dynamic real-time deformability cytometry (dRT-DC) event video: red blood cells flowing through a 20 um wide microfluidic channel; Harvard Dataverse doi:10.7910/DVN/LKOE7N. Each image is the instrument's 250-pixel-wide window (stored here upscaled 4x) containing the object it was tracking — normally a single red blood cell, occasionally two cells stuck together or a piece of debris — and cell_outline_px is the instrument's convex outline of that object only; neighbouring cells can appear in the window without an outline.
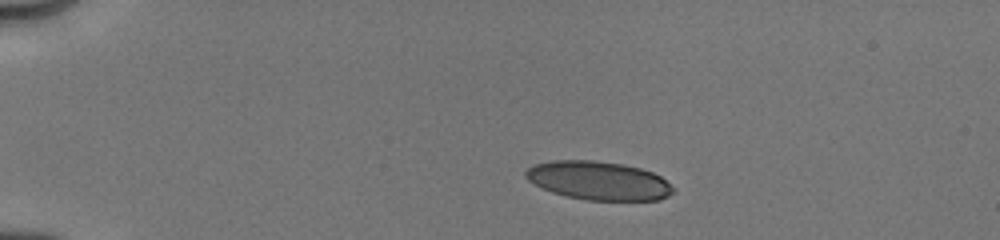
{"species": "human", "species_latin": "Homo sapiens", "temperature_condition": "cold", "stored_images_in_passage": 15, "camera_frame_rate_fps": 3000, "um_per_image_px": 0.085, "donor": {"sex": "male"}, "frame": {"image": 1, "passage_image": 1, "time_ms": 0.0, "image_size_px": [1000, 240], "cell_outline_px": [[676, 188], [668, 196], [660, 200], [588, 200], [564, 196], [552, 192], [528, 180], [524, 176], [524, 172], [528, 168], [536, 164], [552, 160], [592, 160], [624, 164], [640, 168], [652, 172], [660, 176]], "centroid_in_image_um": [50.89, 15.35], "position_along_channel_um": 34.1, "area_um2": 33.18}}
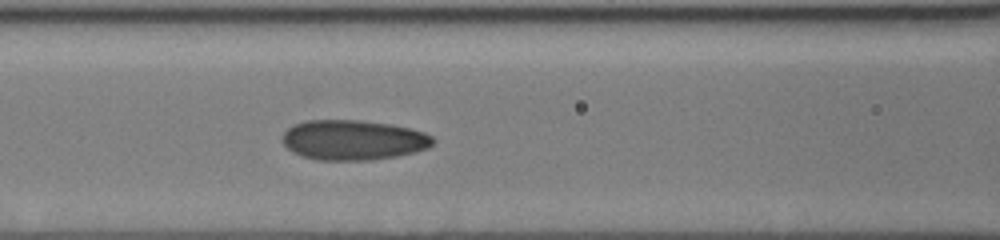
{"frame": {"image": 2, "passage_image": 11, "time_ms": 4.333, "image_size_px": [1000, 240], "cell_outline_px": [[436, 140], [428, 148], [416, 152], [396, 156], [372, 160], [316, 160], [292, 152], [280, 140], [284, 132], [292, 124], [308, 120], [360, 120], [392, 124], [424, 132], [432, 136]], "centroid_in_image_um": [30.02, 11.9], "position_along_channel_um": 136.6, "area_um2": 35.37}}
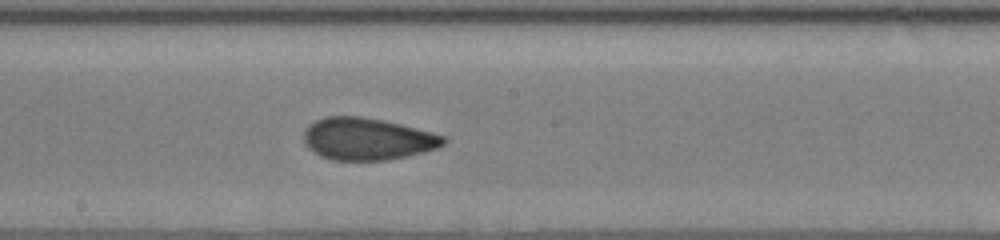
{"frame": {"image": 3, "passage_image": 15, "time_ms": 6.333, "image_size_px": [1000, 240], "cell_outline_px": [[448, 140], [444, 144], [436, 148], [424, 152], [388, 160], [332, 160], [320, 156], [308, 148], [304, 144], [304, 132], [308, 124], [324, 116], [360, 116], [400, 124], [432, 132], [444, 136]], "centroid_in_image_um": [31.2, 11.81], "position_along_channel_um": 217.0, "area_um2": 34.33}}